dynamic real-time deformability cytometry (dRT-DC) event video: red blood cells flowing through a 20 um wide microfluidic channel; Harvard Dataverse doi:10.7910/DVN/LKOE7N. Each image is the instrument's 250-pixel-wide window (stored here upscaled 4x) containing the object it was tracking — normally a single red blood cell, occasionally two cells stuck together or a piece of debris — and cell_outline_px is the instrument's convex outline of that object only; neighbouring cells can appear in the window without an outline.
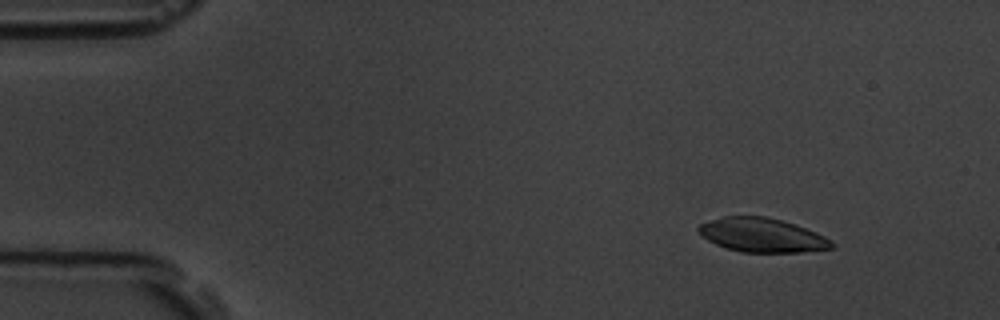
{"species": "common noctule bat (a hibernating species)", "species_latin": "Nyctalus noctula", "temperature_condition": "room temperature", "stored_images_in_passage": 4, "camera_frame_rate_fps": 3000, "um_per_image_px": 0.085, "animal": {"sex": "male", "body_mass_g": 19.5, "forearm_length_mm": 54.6}, "frame": {"image": 1, "passage_image": 2, "time_ms": 1.333, "image_size_px": [1000, 320], "cell_outline_px": [[836, 244], [832, 248], [800, 252], [740, 252], [716, 244], [708, 240], [696, 228], [700, 224], [724, 216], [764, 216], [796, 224], [816, 232], [832, 240]], "centroid_in_image_um": [64.81, 19.98], "position_along_channel_um": 20.2, "area_um2": 26.24}}